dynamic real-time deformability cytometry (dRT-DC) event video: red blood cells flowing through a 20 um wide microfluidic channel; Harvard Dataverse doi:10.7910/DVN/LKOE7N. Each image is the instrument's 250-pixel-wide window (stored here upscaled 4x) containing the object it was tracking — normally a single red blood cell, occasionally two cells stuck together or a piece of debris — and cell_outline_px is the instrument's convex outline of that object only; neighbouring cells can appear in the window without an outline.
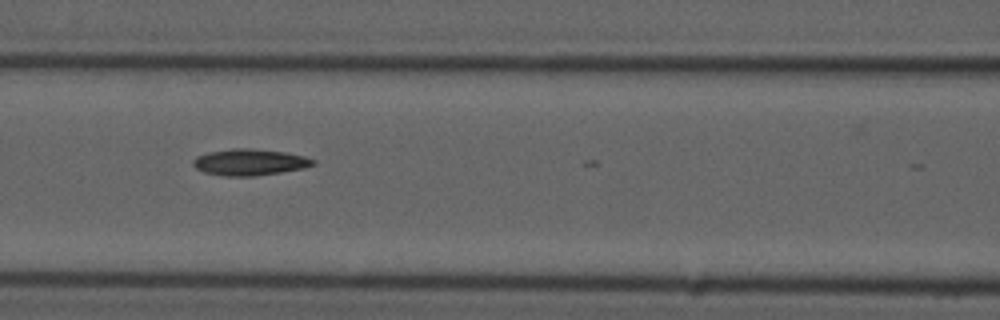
{"species": "common noctule bat (a hibernating species)", "species_latin": "Nyctalus noctula", "temperature_condition": "cold", "stored_images_in_passage": 6, "camera_frame_rate_fps": 3000, "um_per_image_px": 0.085, "animal": {"sex": "male", "forearm_length_mm": 52.5}, "frame": {"image": 1, "passage_image": 6, "time_ms": 6.667, "image_size_px": [1000, 320], "cell_outline_px": [[316, 164], [304, 168], [256, 176], [224, 176], [204, 172], [196, 168], [192, 164], [192, 160], [196, 156], [208, 152], [232, 148], [252, 148], [284, 152], [304, 156], [316, 160]], "centroid_in_image_um": [21.21, 13.78], "position_along_channel_um": 145.4, "area_um2": 18.55}}